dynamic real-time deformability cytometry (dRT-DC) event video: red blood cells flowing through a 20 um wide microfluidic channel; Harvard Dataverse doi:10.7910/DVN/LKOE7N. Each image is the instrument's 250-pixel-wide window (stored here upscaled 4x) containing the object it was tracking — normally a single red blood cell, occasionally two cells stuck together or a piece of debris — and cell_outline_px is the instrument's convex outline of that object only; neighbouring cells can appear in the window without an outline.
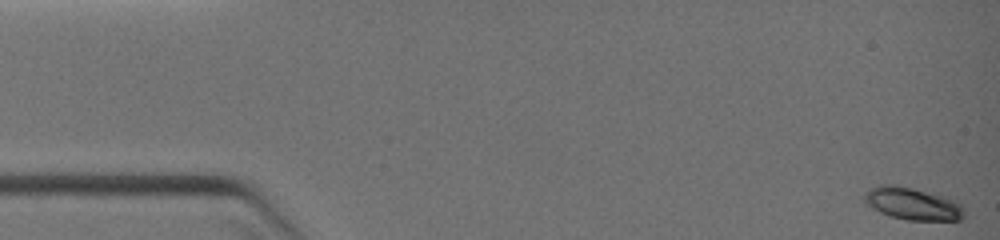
{"species": "common noctule bat (a hibernating species)", "species_latin": "Nyctalus noctula", "temperature_condition": "warm", "stored_images_in_passage": 18, "camera_frame_rate_fps": 3000, "um_per_image_px": 0.085, "animal": {"sex": "female", "body_mass_g": 19.0, "forearm_length_mm": 51.5}, "frame": {"image": 1, "passage_image": 1, "time_ms": 0.0, "image_size_px": [1000, 240], "cell_outline_px": [[964, 216], [960, 220], [908, 220], [892, 216], [880, 212], [872, 208], [864, 200], [864, 192], [880, 184], [896, 184], [944, 196], [956, 200], [964, 208]], "centroid_in_image_um": [77.58, 17.3], "position_along_channel_um": 7.4, "area_um2": 18.79}}
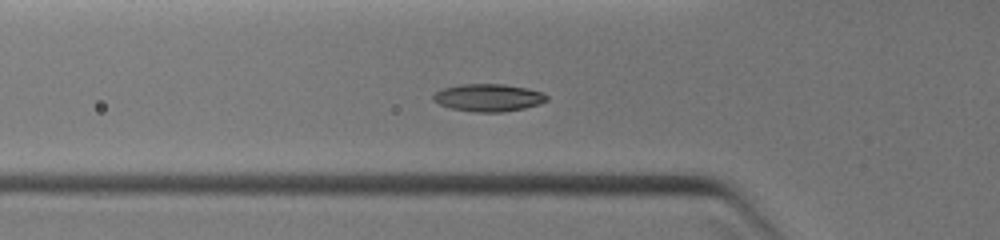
{"frame": {"image": 2, "passage_image": 13, "time_ms": 4.0, "image_size_px": [1000, 240], "cell_outline_px": [[548, 100], [540, 104], [524, 108], [504, 112], [476, 112], [452, 108], [440, 104], [432, 100], [432, 96], [436, 92], [444, 88], [460, 84], [504, 84], [528, 88], [544, 92], [548, 96]], "centroid_in_image_um": [41.56, 8.29], "position_along_channel_um": 84.2, "area_um2": 18.26}}
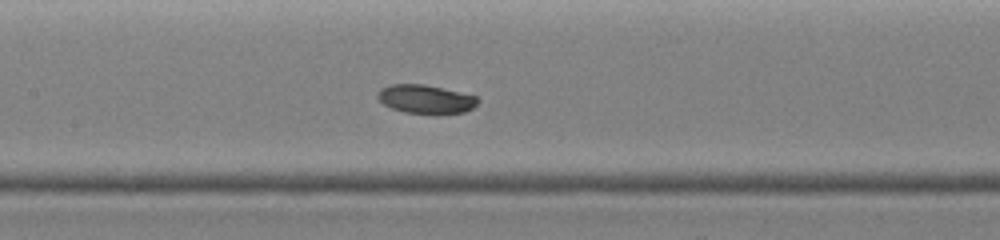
{"frame": {"image": 3, "passage_image": 18, "time_ms": 5.667, "image_size_px": [1000, 240], "cell_outline_px": [[480, 100], [472, 108], [464, 112], [404, 112], [392, 108], [384, 104], [376, 96], [376, 92], [380, 88], [392, 84], [424, 84], [476, 96]], "centroid_in_image_um": [36.13, 8.39], "position_along_channel_um": 171.3, "area_um2": 16.24}}